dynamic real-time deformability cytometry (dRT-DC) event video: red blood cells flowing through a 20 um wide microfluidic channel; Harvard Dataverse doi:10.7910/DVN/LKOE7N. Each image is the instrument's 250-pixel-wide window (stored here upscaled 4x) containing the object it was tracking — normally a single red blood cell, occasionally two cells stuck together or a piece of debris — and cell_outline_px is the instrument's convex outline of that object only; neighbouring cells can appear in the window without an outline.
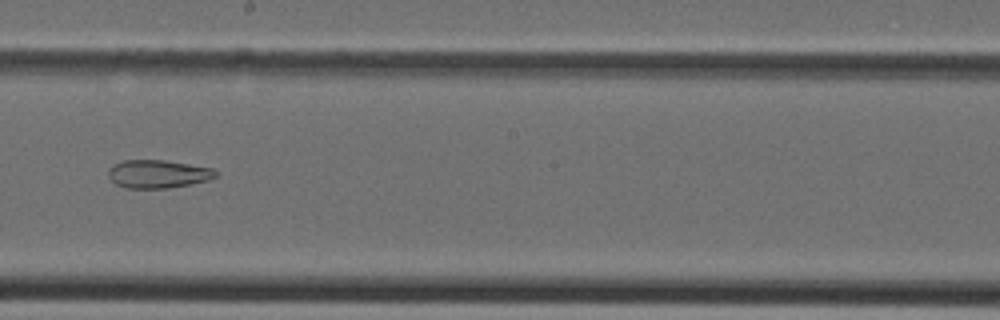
{"species": "Egyptian fruit bat (a non-hibernating species)", "species_latin": "Rousettus aegyptiacus", "temperature_condition": "cold", "stored_images_in_passage": 38, "camera_frame_rate_fps": 3000, "um_per_image_px": 0.085, "animal": {"sex": "female"}, "frame": {"image": 1, "passage_image": 22, "time_ms": 7.0, "image_size_px": [1000, 320], "cell_outline_px": [[220, 172], [212, 180], [192, 184], [168, 188], [124, 188], [116, 184], [108, 176], [108, 168], [112, 164], [124, 160], [164, 160], [212, 168]], "centroid_in_image_um": [13.44, 14.79], "position_along_channel_um": 234.8, "area_um2": 17.86}}